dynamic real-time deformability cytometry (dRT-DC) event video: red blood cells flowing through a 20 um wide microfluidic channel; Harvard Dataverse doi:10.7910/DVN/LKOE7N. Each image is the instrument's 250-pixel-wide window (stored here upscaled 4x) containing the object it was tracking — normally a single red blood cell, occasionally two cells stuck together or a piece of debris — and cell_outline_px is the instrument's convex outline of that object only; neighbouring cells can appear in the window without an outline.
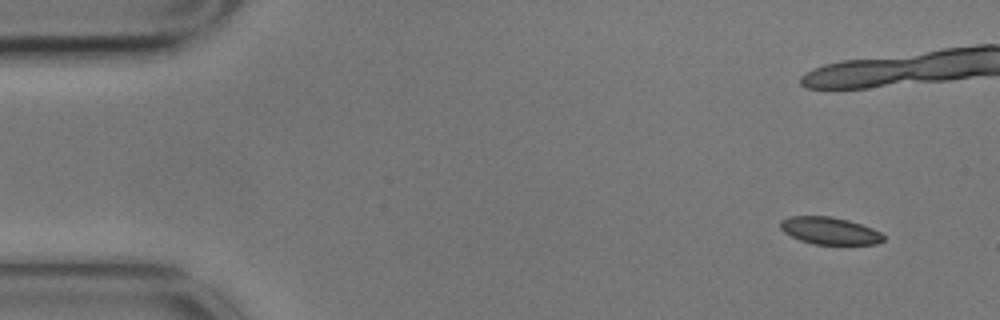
{"species": "common noctule bat (a hibernating species)", "species_latin": "Nyctalus noctula", "temperature_condition": "cold", "stored_images_in_passage": 5, "camera_frame_rate_fps": 3000, "um_per_image_px": 0.085, "animal": {"sex": "male", "body_mass_g": 17.9}, "frame": {"image": 1, "passage_image": 1, "time_ms": 0.0, "image_size_px": [1000, 320], "cell_outline_px": [[884, 240], [876, 244], [812, 244], [800, 240], [784, 232], [780, 228], [780, 220], [788, 216], [832, 216], [848, 220], [872, 228], [880, 232], [884, 236]], "centroid_in_image_um": [70.5, 19.61], "position_along_channel_um": 14.5, "area_um2": 16.36}}